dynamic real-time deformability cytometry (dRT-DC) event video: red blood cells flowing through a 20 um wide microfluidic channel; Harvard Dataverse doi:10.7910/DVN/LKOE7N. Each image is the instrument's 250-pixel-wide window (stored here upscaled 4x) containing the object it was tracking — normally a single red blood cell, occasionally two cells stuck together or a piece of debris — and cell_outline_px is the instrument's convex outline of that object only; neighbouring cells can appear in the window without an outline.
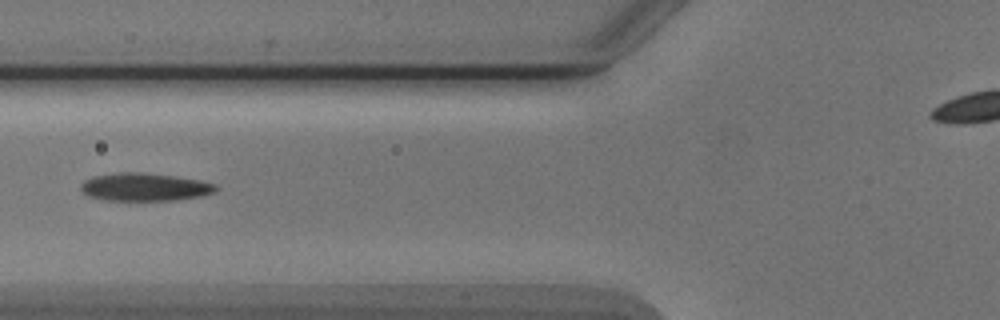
{"species": "Egyptian fruit bat (a non-hibernating species)", "species_latin": "Rousettus aegyptiacus", "temperature_condition": "cold", "stored_images_in_passage": 5, "camera_frame_rate_fps": 3000, "um_per_image_px": 0.085, "animal": {"sex": "male"}, "frame": {"image": 1, "passage_image": 4, "time_ms": 3.667, "image_size_px": [1000, 320], "cell_outline_px": [[216, 192], [200, 196], [176, 200], [104, 200], [88, 196], [80, 188], [80, 184], [84, 180], [92, 176], [116, 172], [140, 172], [172, 176], [200, 180], [216, 184]], "centroid_in_image_um": [12.26, 15.89], "position_along_channel_um": 113.5, "area_um2": 21.96}}
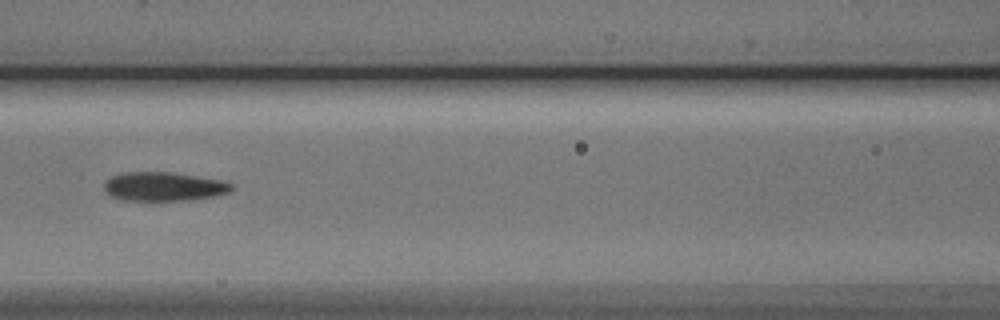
{"frame": {"image": 2, "passage_image": 5, "time_ms": 4.667, "image_size_px": [1000, 320], "cell_outline_px": [[232, 188], [228, 192], [216, 196], [192, 200], [152, 204], [124, 200], [108, 196], [104, 192], [104, 180], [112, 176], [124, 172], [168, 172], [196, 176], [220, 180], [232, 184]], "centroid_in_image_um": [13.83, 15.92], "position_along_channel_um": 152.8, "area_um2": 22.48}}